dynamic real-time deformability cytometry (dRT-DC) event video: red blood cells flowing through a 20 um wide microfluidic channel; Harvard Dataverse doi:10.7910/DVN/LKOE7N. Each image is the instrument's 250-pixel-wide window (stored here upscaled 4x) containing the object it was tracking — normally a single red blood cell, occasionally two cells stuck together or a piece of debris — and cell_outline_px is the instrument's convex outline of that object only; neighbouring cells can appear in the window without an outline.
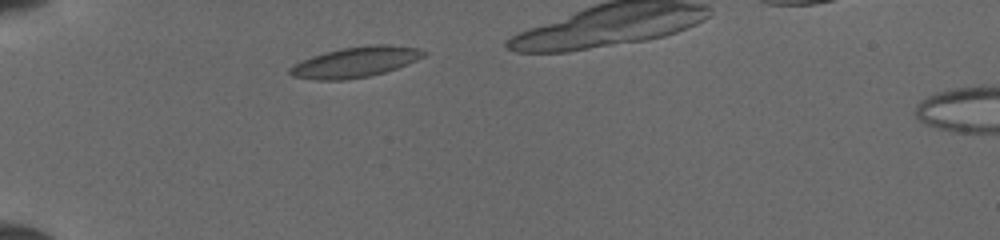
{"species": "common noctule bat (a hibernating species)", "species_latin": "Nyctalus noctula", "temperature_condition": "cold", "stored_images_in_passage": 34, "camera_frame_rate_fps": 3000, "um_per_image_px": 0.085, "animal": {"sex": "female", "body_mass_g": 19.5, "forearm_length_mm": 54.1}, "frame": {"image": 1, "passage_image": 5, "time_ms": 1.333, "image_size_px": [1000, 240], "cell_outline_px": [[428, 52], [424, 56], [416, 60], [396, 68], [384, 72], [368, 76], [344, 80], [316, 80], [292, 76], [288, 72], [288, 68], [312, 56], [324, 52], [340, 48], [368, 44], [388, 44], [420, 48]], "centroid_in_image_um": [30.22, 5.26], "position_along_channel_um": 54.8, "area_um2": 23.76}}
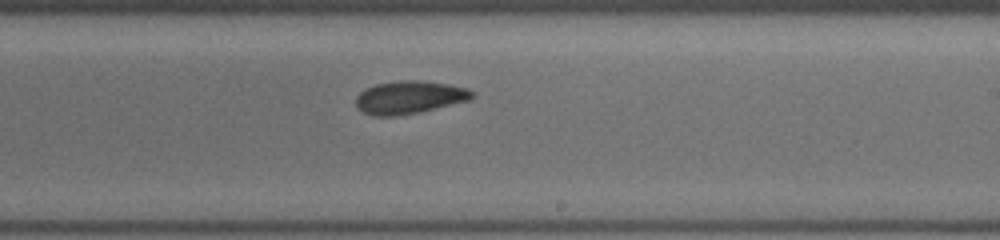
{"frame": {"image": 2, "passage_image": 21, "time_ms": 6.667, "image_size_px": [1000, 240], "cell_outline_px": [[476, 96], [472, 100], [420, 112], [396, 116], [372, 116], [356, 108], [356, 96], [364, 88], [376, 84], [404, 80], [420, 80], [448, 84], [468, 88], [476, 92]], "centroid_in_image_um": [34.84, 8.28], "position_along_channel_um": 254.2, "area_um2": 22.66}}
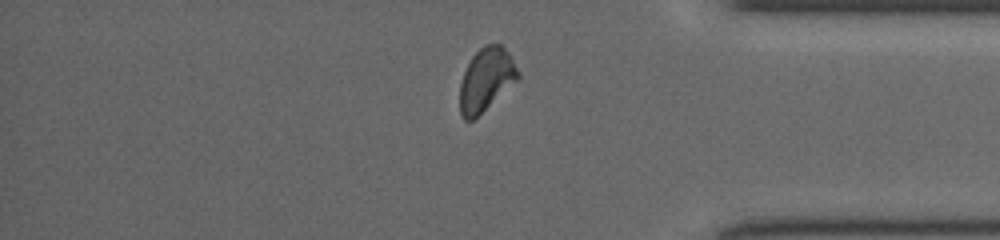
{"frame": {"image": 3, "passage_image": 32, "time_ms": 10.333, "image_size_px": [1000, 240], "cell_outline_px": [[520, 76], [516, 80], [472, 120], [464, 120], [460, 112], [460, 84], [464, 72], [472, 56], [484, 44], [500, 44], [508, 52], [520, 72]], "centroid_in_image_um": [41.3, 6.73], "position_along_channel_um": 393.9, "area_um2": 20.81}}